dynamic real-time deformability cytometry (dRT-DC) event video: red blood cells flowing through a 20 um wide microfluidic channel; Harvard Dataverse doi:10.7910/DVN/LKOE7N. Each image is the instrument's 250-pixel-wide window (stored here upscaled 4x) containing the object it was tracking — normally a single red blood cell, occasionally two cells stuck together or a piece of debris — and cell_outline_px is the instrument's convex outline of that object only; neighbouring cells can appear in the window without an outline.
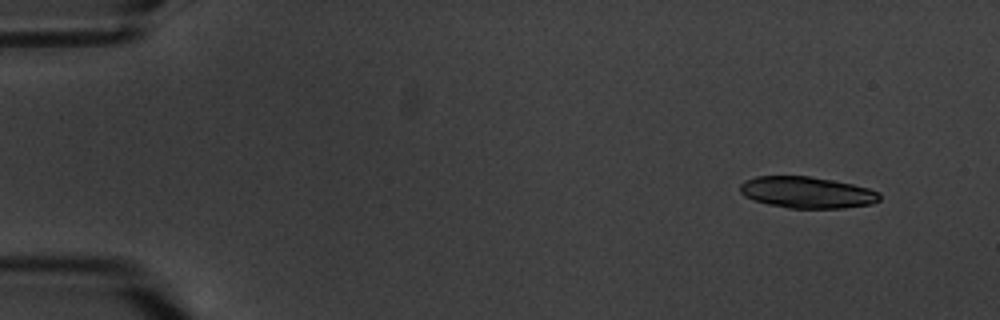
{"species": "common noctule bat (a hibernating species)", "species_latin": "Nyctalus noctula", "temperature_condition": "warm", "stored_images_in_passage": 7, "camera_frame_rate_fps": 3000, "um_per_image_px": 0.085, "animal": {"sex": "male", "body_mass_g": 20.1, "forearm_length_mm": 53.5}, "frame": {"image": 1, "passage_image": 2, "time_ms": 1.333, "image_size_px": [1000, 320], "cell_outline_px": [[880, 200], [872, 204], [844, 208], [788, 208], [768, 204], [752, 200], [744, 196], [740, 192], [740, 184], [744, 180], [756, 176], [808, 176], [832, 180], [852, 184], [868, 188], [880, 192]], "centroid_in_image_um": [68.58, 16.36], "position_along_channel_um": 16.4, "area_um2": 25.72}}